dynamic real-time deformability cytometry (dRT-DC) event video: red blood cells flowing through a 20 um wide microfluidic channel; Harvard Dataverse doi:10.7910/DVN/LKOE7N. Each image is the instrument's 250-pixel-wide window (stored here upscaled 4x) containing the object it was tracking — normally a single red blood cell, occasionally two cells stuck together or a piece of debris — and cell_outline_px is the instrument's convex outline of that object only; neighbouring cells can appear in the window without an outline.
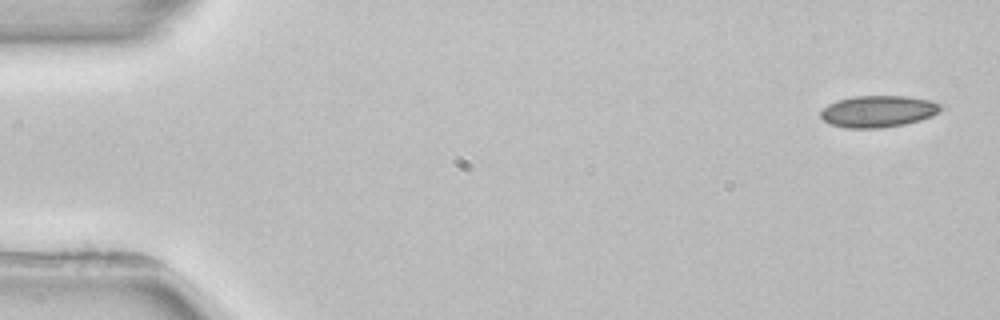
{"species": "common noctule bat (a hibernating species)", "species_latin": "Nyctalus noctula", "temperature_condition": "room temperature", "stored_images_in_passage": 4, "camera_frame_rate_fps": 3000, "um_per_image_px": 0.085, "animal": {"sex": "female", "body_mass_g": 22.7, "forearm_length_mm": 54.2}, "frame": {"image": 1, "passage_image": 1, "time_ms": 0.0, "image_size_px": [1000, 320], "cell_outline_px": [[944, 108], [940, 112], [932, 116], [920, 120], [904, 124], [880, 128], [844, 128], [828, 124], [820, 116], [820, 108], [836, 100], [852, 96], [908, 96], [928, 100], [940, 104]], "centroid_in_image_um": [74.6, 9.46], "position_along_channel_um": 10.4, "area_um2": 22.48}}
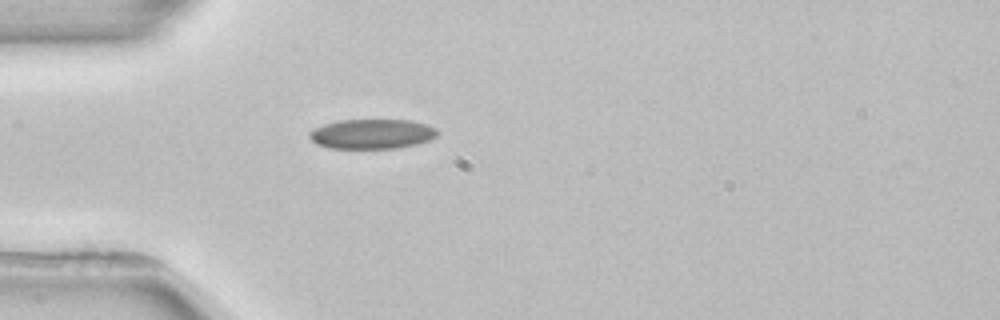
{"frame": {"image": 2, "passage_image": 4, "time_ms": 4.333, "image_size_px": [1000, 320], "cell_outline_px": [[436, 136], [428, 140], [416, 144], [396, 148], [328, 148], [316, 144], [308, 136], [308, 132], [324, 124], [340, 120], [412, 120], [428, 124], [436, 128]], "centroid_in_image_um": [31.6, 11.38], "position_along_channel_um": 53.4, "area_um2": 22.14}}